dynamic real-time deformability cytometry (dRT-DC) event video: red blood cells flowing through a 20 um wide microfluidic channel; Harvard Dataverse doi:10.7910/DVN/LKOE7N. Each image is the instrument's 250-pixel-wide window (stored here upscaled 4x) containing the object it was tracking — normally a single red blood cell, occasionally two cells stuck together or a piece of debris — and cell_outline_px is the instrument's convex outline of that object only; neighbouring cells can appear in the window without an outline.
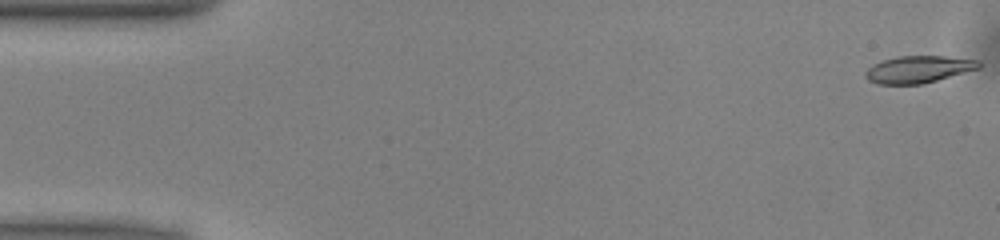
{"species": "common noctule bat (a hibernating species)", "species_latin": "Nyctalus noctula", "temperature_condition": "warm", "stored_images_in_passage": 51, "camera_frame_rate_fps": 3000, "um_per_image_px": 0.085, "animal": {"sex": "male", "body_mass_g": 13.0, "forearm_length_mm": 53.1}, "frame": {"image": 1, "passage_image": 1, "time_ms": 0.0, "image_size_px": [1000, 240], "cell_outline_px": [[980, 68], [936, 80], [920, 84], [876, 84], [868, 80], [864, 76], [864, 72], [872, 64], [896, 56], [944, 56], [980, 60]], "centroid_in_image_um": [78.03, 5.89], "position_along_channel_um": 7.0, "area_um2": 17.86}}
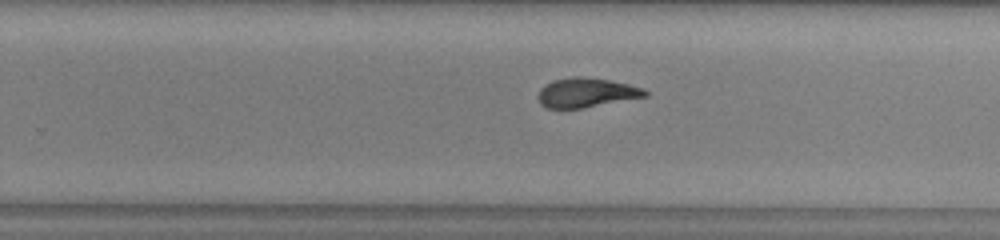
{"frame": {"image": 2, "passage_image": 32, "time_ms": 10.333, "image_size_px": [1000, 240], "cell_outline_px": [[648, 96], [584, 108], [548, 108], [540, 104], [540, 88], [544, 84], [552, 80], [572, 76], [576, 76], [608, 80], [628, 84], [644, 88], [648, 92]], "centroid_in_image_um": [49.85, 7.87], "position_along_channel_um": 279.9, "area_um2": 18.26}}
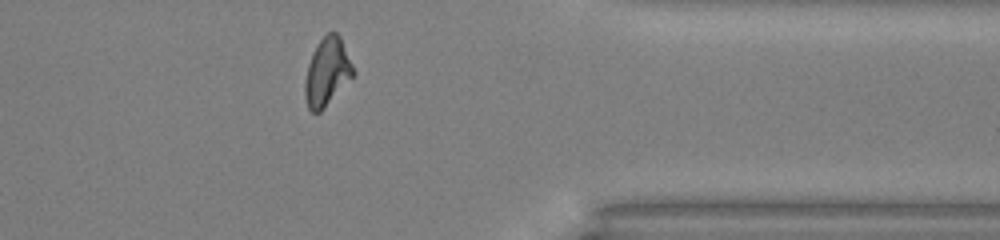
{"frame": {"image": 3, "passage_image": 41, "time_ms": 13.333, "image_size_px": [1000, 240], "cell_outline_px": [[356, 76], [320, 112], [312, 112], [308, 108], [304, 96], [304, 84], [308, 64], [312, 52], [320, 40], [332, 28], [340, 36], [356, 72]], "centroid_in_image_um": [27.83, 6.12], "position_along_channel_um": 383.6, "area_um2": 19.54}, "authors_computed_cell_mechanics": {"area_um2": 18.9584, "velocity_mm_per_s": 4.0103, "shape_relaxation_time_tau1_ms": 4.2584, "shape_relaxation_time_tau2_ms": 2.3652, "deformation_change_tau1": 0.1829, "deformation_change_tau2": 0.0708}}